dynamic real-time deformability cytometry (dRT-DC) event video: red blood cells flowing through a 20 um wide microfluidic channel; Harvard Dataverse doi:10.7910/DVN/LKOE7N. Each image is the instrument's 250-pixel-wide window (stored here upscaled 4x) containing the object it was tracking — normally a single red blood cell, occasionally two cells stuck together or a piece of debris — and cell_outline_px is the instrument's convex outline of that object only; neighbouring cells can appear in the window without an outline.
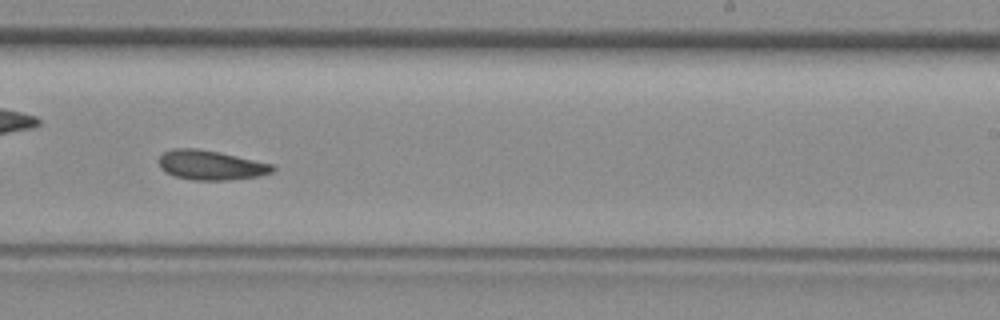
{"species": "common noctule bat (a hibernating species)", "species_latin": "Nyctalus noctula", "temperature_condition": "room temperature", "stored_images_in_passage": 39, "camera_frame_rate_fps": 3000, "um_per_image_px": 0.085, "animal": {"sex": "female", "body_mass_g": 29.2, "forearm_length_mm": 56.3}, "frame": {"image": 1, "passage_image": 23, "time_ms": 7.333, "image_size_px": [1000, 320], "cell_outline_px": [[276, 168], [272, 172], [260, 176], [228, 180], [192, 180], [176, 176], [160, 168], [160, 156], [164, 152], [172, 148], [196, 148], [220, 152], [272, 164]], "centroid_in_image_um": [17.94, 14.03], "position_along_channel_um": 271.1, "area_um2": 19.48}}
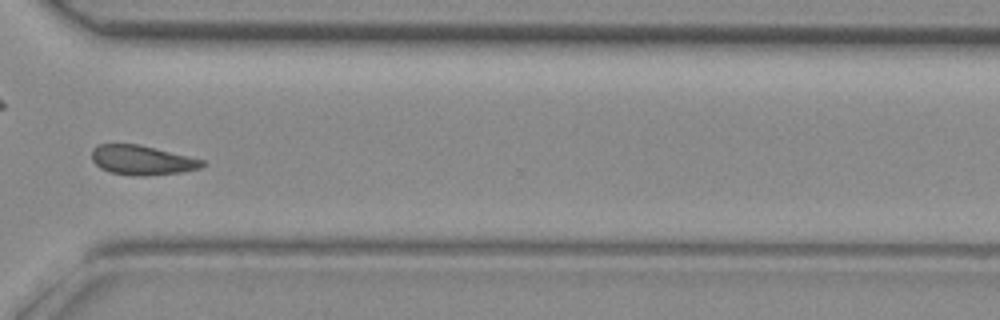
{"frame": {"image": 2, "passage_image": 28, "time_ms": 9.0, "image_size_px": [1000, 320], "cell_outline_px": [[204, 164], [200, 168], [180, 172], [144, 176], [132, 176], [112, 172], [100, 168], [92, 160], [92, 148], [100, 144], [140, 144], [204, 160]], "centroid_in_image_um": [12.05, 13.61], "position_along_channel_um": 358.6, "area_um2": 18.9}}